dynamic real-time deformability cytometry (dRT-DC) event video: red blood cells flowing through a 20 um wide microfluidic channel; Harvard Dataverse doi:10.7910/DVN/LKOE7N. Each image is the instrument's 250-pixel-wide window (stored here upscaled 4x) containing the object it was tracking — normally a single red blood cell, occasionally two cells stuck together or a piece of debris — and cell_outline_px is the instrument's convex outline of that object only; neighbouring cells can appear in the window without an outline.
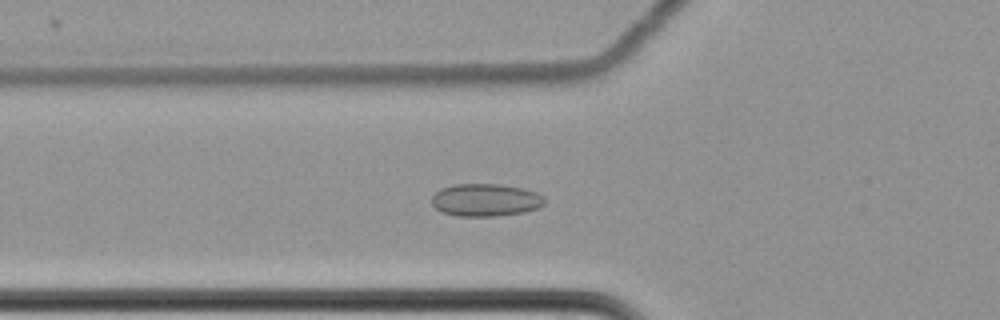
{"species": "common noctule bat (a hibernating species)", "species_latin": "Nyctalus noctula", "temperature_condition": "cold", "stored_images_in_passage": 51, "camera_frame_rate_fps": 3000, "um_per_image_px": 0.085, "animal": {"sex": "female", "body_mass_g": 22.7, "forearm_length_mm": 54.2}, "frame": {"image": 1, "passage_image": 13, "time_ms": 4.0, "image_size_px": [1000, 320], "cell_outline_px": [[544, 204], [536, 208], [524, 212], [496, 216], [456, 216], [440, 212], [432, 204], [432, 196], [440, 188], [456, 184], [500, 184], [524, 188], [536, 192], [544, 196]], "centroid_in_image_um": [41.26, 17.0], "position_along_channel_um": 84.5, "area_um2": 21.56}}
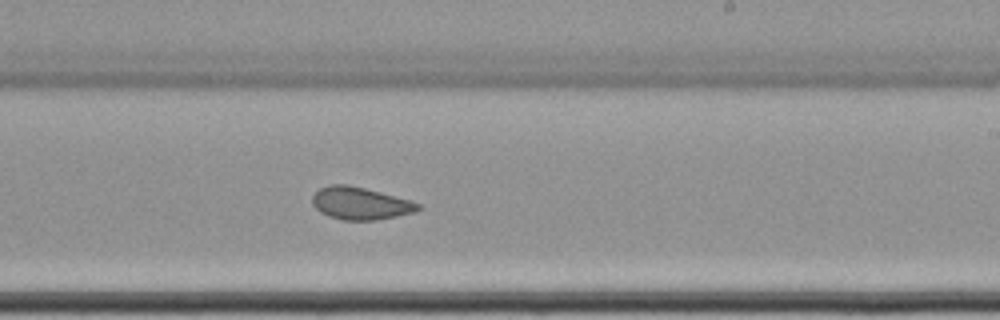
{"frame": {"image": 2, "passage_image": 28, "time_ms": 9.0, "image_size_px": [1000, 320], "cell_outline_px": [[420, 208], [416, 212], [376, 220], [344, 220], [328, 216], [320, 212], [312, 204], [312, 196], [320, 188], [328, 184], [348, 184], [380, 192], [408, 200], [420, 204]], "centroid_in_image_um": [30.59, 17.28], "position_along_channel_um": 258.4, "area_um2": 19.88}}
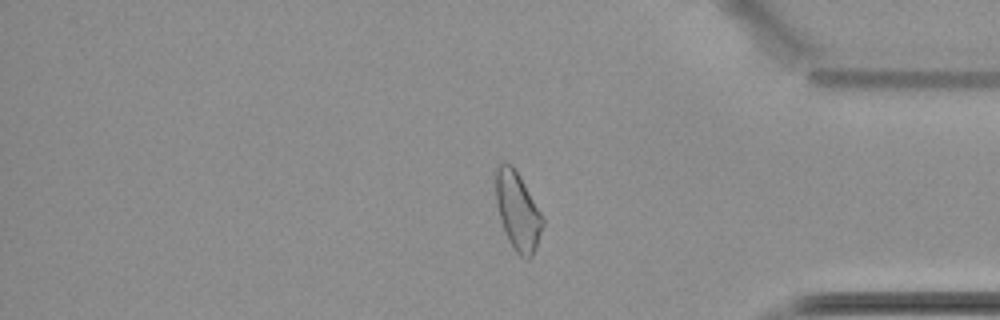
{"frame": {"image": 3, "passage_image": 41, "time_ms": 13.333, "image_size_px": [1000, 320], "cell_outline_px": [[544, 224], [536, 248], [532, 256], [528, 260], [520, 256], [512, 248], [508, 240], [500, 216], [496, 200], [496, 168], [504, 160], [512, 164], [516, 168], [544, 216]], "centroid_in_image_um": [44.03, 17.92], "position_along_channel_um": 391.2, "area_um2": 21.62}, "authors_computed_cell_mechanics": {"area_um2": 21.5594, "velocity_mm_per_s": 3.4795, "shape_relaxation_time_tau1_ms": null, "shape_relaxation_time_tau2_ms": 2.9225, "deformation_change_tau1": null, "deformation_change_tau2": 0.0628}}